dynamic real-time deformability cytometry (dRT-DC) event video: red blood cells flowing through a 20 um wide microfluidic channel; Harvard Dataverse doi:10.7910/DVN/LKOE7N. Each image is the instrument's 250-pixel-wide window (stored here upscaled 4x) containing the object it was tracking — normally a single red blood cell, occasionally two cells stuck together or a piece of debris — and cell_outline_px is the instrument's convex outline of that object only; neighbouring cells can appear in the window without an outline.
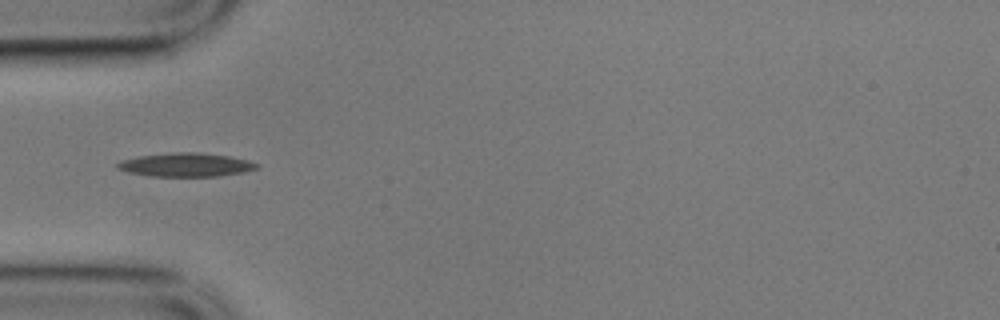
{"species": "common noctule bat (a hibernating species)", "species_latin": "Nyctalus noctula", "temperature_condition": "cold", "stored_images_in_passage": 27, "camera_frame_rate_fps": 3000, "um_per_image_px": 0.085, "animal": {"sex": "male", "body_mass_g": 17.9}, "frame": {"image": 1, "passage_image": 1, "time_ms": 0.0, "image_size_px": [1000, 320], "cell_outline_px": [[260, 168], [244, 172], [216, 176], [152, 176], [128, 172], [116, 168], [116, 164], [120, 160], [140, 156], [180, 152], [196, 152], [228, 156], [248, 160], [260, 164]], "centroid_in_image_um": [15.82, 14.01], "position_along_channel_um": 69.2, "area_um2": 19.07}}
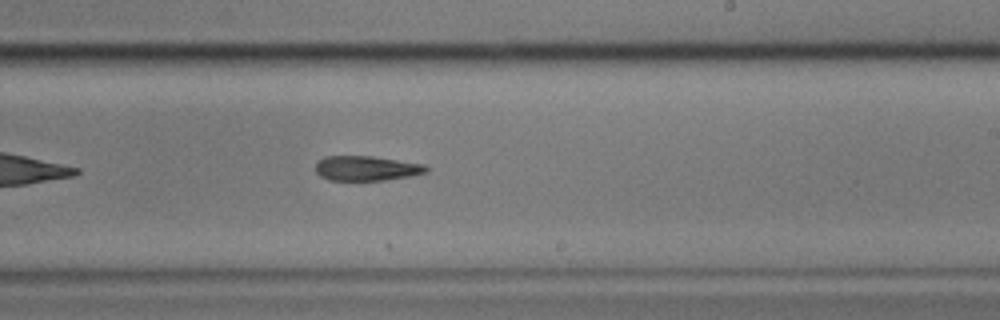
{"frame": {"image": 2, "passage_image": 17, "time_ms": 5.333, "image_size_px": [1000, 320], "cell_outline_px": [[428, 172], [412, 176], [384, 180], [328, 180], [320, 176], [316, 172], [316, 164], [324, 156], [372, 156], [424, 164], [428, 168]], "centroid_in_image_um": [31.16, 14.31], "position_along_channel_um": 257.8, "area_um2": 16.01}}
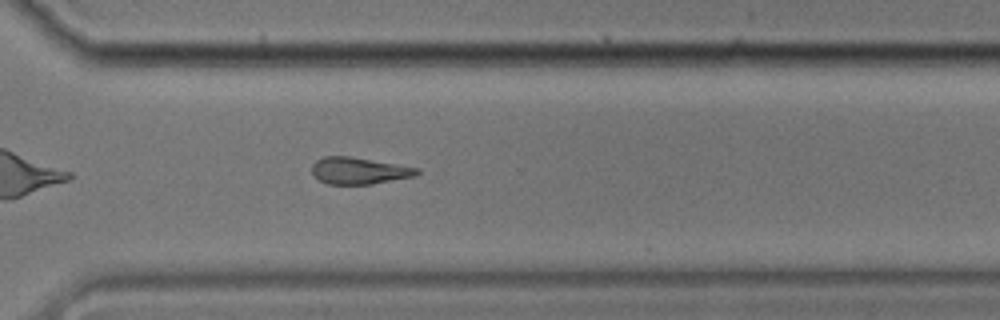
{"frame": {"image": 3, "passage_image": 24, "time_ms": 7.667, "image_size_px": [1000, 320], "cell_outline_px": [[420, 172], [416, 176], [372, 184], [328, 184], [312, 176], [312, 164], [316, 160], [324, 156], [348, 156], [420, 168]], "centroid_in_image_um": [30.51, 14.51], "position_along_channel_um": 340.1, "area_um2": 16.42}}